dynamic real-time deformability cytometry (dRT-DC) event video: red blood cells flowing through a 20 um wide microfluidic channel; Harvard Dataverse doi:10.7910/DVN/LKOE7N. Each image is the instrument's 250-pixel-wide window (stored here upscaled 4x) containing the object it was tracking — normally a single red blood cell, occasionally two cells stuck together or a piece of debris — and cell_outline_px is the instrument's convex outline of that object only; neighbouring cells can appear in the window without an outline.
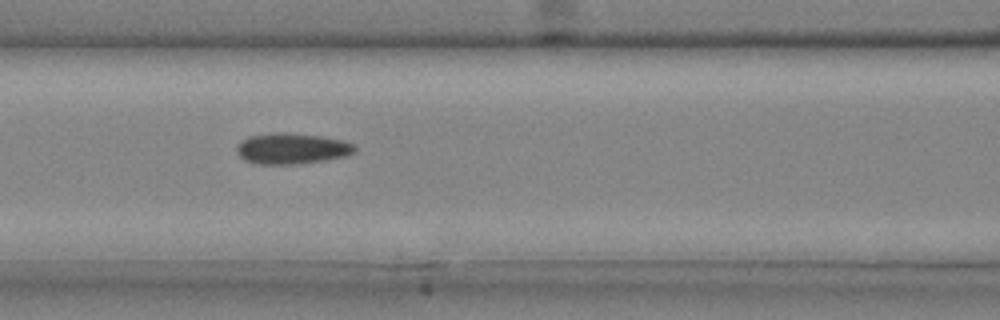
{"species": "common noctule bat (a hibernating species)", "species_latin": "Nyctalus noctula", "temperature_condition": "cold", "stored_images_in_passage": 4, "camera_frame_rate_fps": 3000, "um_per_image_px": 0.085, "animal": {"sex": "male", "body_mass_g": 20.4}, "frame": {"image": 1, "passage_image": 3, "time_ms": 0.667, "image_size_px": [1000, 320], "cell_outline_px": [[356, 152], [344, 156], [324, 160], [288, 164], [256, 164], [244, 160], [236, 152], [236, 144], [240, 140], [248, 136], [276, 132], [288, 132], [320, 136], [344, 140], [352, 144], [356, 148]], "centroid_in_image_um": [24.75, 12.61], "position_along_channel_um": 141.9, "area_um2": 21.33}}
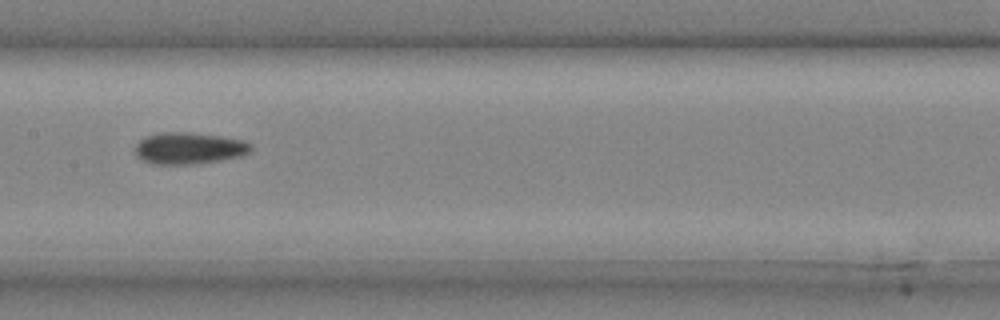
{"frame": {"image": 2, "passage_image": 4, "time_ms": 1.0, "image_size_px": [1000, 320], "cell_outline_px": [[252, 148], [248, 152], [240, 156], [220, 160], [192, 164], [152, 164], [136, 156], [136, 144], [144, 136], [160, 132], [188, 132], [220, 136], [244, 140], [252, 144]], "centroid_in_image_um": [16.05, 12.59], "position_along_channel_um": 191.3, "area_um2": 21.33}}